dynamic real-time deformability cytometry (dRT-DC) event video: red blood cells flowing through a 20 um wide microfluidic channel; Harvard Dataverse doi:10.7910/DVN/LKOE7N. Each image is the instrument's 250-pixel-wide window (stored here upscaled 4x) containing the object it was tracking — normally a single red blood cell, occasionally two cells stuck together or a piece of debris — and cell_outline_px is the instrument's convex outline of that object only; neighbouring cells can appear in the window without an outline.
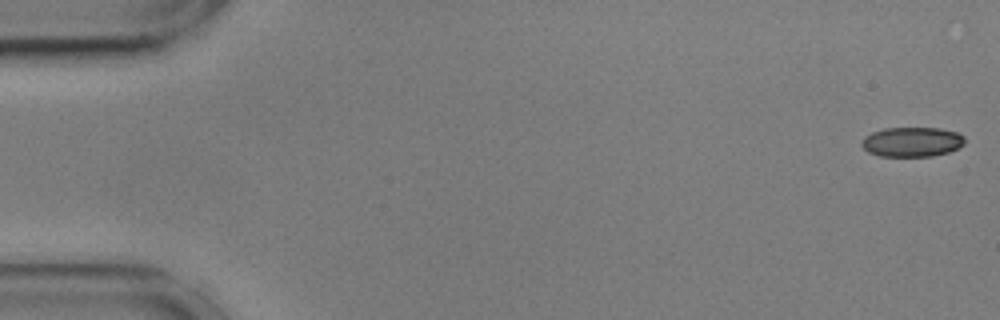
{"species": "common noctule bat (a hibernating species)", "species_latin": "Nyctalus noctula", "temperature_condition": "cold", "stored_images_in_passage": 45, "camera_frame_rate_fps": 3000, "um_per_image_px": 0.085, "animal": {"sex": "male", "body_mass_g": 17.9, "forearm_length_mm": 54.2}, "frame": {"image": 1, "passage_image": 1, "time_ms": 0.0, "image_size_px": [1000, 320], "cell_outline_px": [[964, 144], [948, 152], [932, 156], [880, 156], [868, 152], [860, 144], [860, 140], [864, 136], [872, 132], [884, 128], [940, 128], [956, 132], [964, 136]], "centroid_in_image_um": [77.48, 12.05], "position_along_channel_um": 7.5, "area_um2": 17.86}}
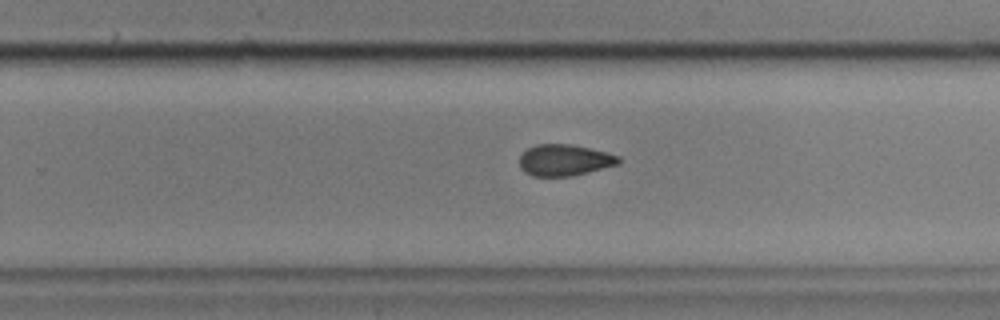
{"frame": {"image": 2, "passage_image": 35, "time_ms": 11.333, "image_size_px": [1000, 320], "cell_outline_px": [[620, 164], [572, 176], [532, 176], [524, 172], [520, 168], [520, 156], [528, 148], [536, 144], [572, 144], [608, 152], [620, 156]], "centroid_in_image_um": [48.0, 13.61], "position_along_channel_um": 281.8, "area_um2": 18.26}}
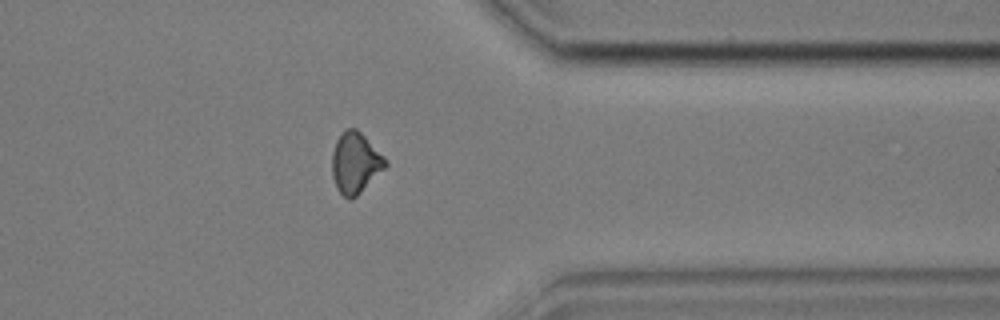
{"frame": {"image": 3, "passage_image": 44, "time_ms": 14.333, "image_size_px": [1000, 320], "cell_outline_px": [[388, 164], [352, 200], [348, 200], [336, 188], [332, 176], [332, 152], [336, 140], [340, 132], [344, 128], [356, 128], [388, 160]], "centroid_in_image_um": [30.17, 13.82], "position_along_channel_um": 381.2, "area_um2": 18.9}}